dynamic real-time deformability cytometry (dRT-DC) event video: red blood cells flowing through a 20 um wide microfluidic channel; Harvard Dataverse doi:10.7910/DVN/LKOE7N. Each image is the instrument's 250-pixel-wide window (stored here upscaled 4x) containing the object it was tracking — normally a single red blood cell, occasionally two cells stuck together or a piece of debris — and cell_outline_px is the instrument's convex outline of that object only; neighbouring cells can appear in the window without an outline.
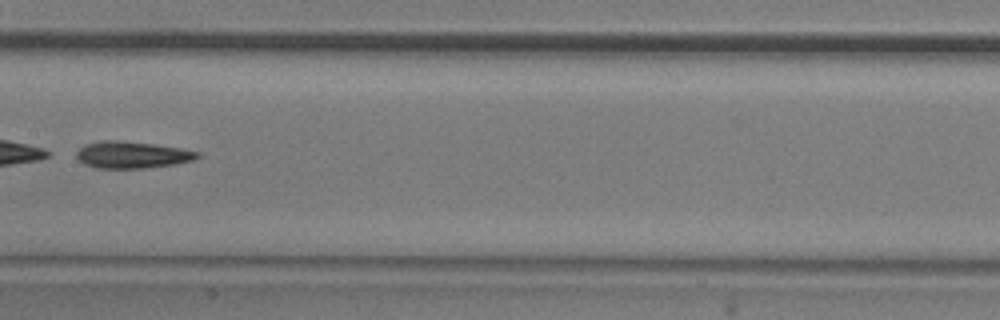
{"species": "common noctule bat (a hibernating species)", "species_latin": "Nyctalus noctula", "temperature_condition": "room temperature", "stored_images_in_passage": 7, "camera_frame_rate_fps": 3000, "um_per_image_px": 0.085, "animal": {"sex": "male", "body_mass_g": 20.5, "forearm_length_mm": 52.5}, "frame": {"image": 1, "passage_image": 6, "time_ms": 1.667, "image_size_px": [1000, 320], "cell_outline_px": [[200, 156], [196, 160], [176, 164], [144, 168], [96, 168], [84, 164], [76, 156], [76, 152], [84, 144], [100, 140], [120, 140], [152, 144], [180, 148], [200, 152]], "centroid_in_image_um": [11.23, 13.16], "position_along_channel_um": 196.2, "area_um2": 19.02}}
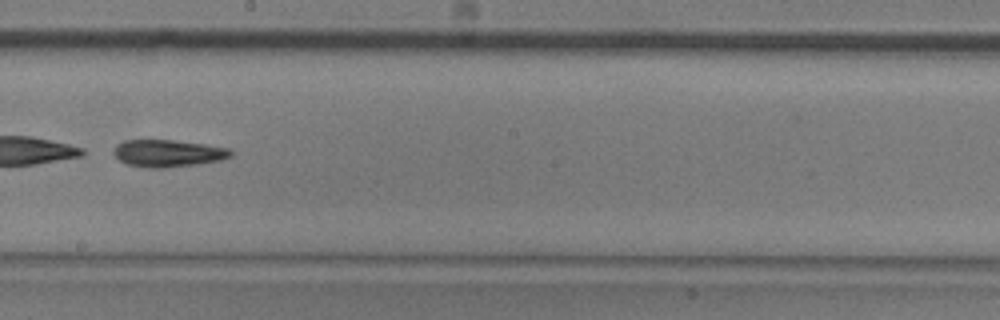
{"frame": {"image": 2, "passage_image": 7, "time_ms": 2.0, "image_size_px": [1000, 320], "cell_outline_px": [[232, 156], [220, 160], [200, 164], [164, 168], [144, 168], [124, 164], [112, 152], [116, 144], [124, 140], [172, 140], [204, 144], [232, 148]], "centroid_in_image_um": [14.27, 13.04], "position_along_channel_um": 233.9, "area_um2": 18.84}}